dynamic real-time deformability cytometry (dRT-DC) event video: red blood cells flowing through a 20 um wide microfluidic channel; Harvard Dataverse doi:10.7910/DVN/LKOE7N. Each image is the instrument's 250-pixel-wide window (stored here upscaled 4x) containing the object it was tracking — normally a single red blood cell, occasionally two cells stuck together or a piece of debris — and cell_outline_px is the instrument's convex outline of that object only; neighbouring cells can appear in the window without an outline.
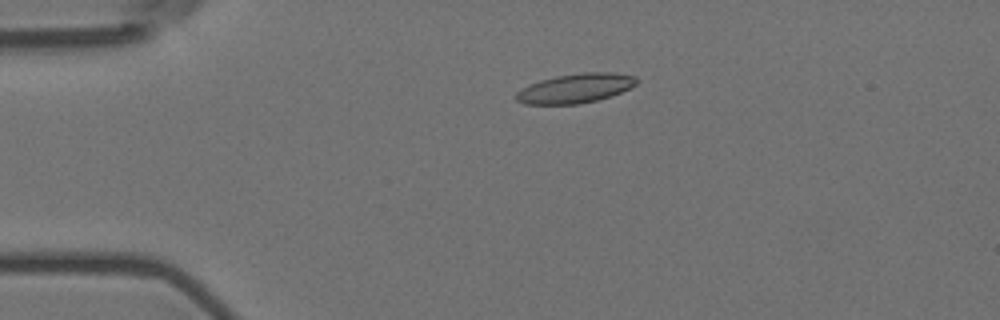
{"species": "Egyptian fruit bat (a non-hibernating species)", "species_latin": "Rousettus aegyptiacus", "temperature_condition": "room temperature", "stored_images_in_passage": 5, "camera_frame_rate_fps": 3000, "um_per_image_px": 0.085, "animal": {"sex": "female"}, "frame": {"image": 1, "passage_image": 4, "time_ms": 1.0, "image_size_px": [1000, 320], "cell_outline_px": [[640, 80], [636, 84], [612, 96], [580, 104], [524, 104], [516, 100], [516, 92], [520, 88], [540, 80], [556, 76], [584, 72], [612, 72], [636, 76]], "centroid_in_image_um": [48.91, 7.5], "position_along_channel_um": 36.1, "area_um2": 20.69}}